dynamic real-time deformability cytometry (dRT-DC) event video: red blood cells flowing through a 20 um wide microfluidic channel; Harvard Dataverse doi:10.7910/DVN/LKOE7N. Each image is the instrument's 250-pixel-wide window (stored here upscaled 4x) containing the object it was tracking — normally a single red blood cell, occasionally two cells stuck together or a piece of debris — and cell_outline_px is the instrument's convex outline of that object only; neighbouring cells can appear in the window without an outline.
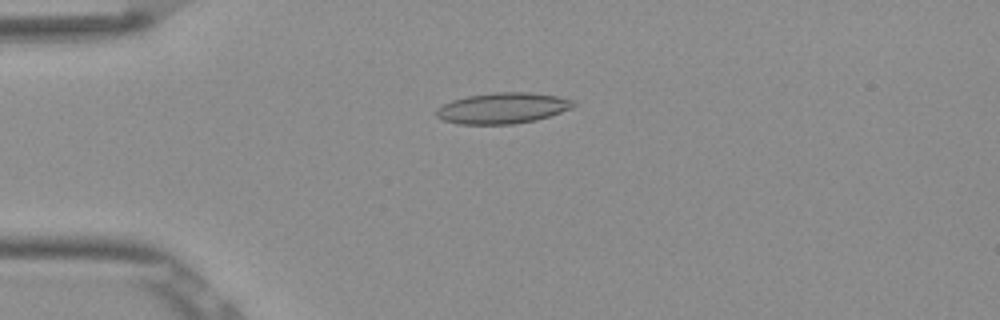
{"species": "Egyptian fruit bat (a non-hibernating species)", "species_latin": "Rousettus aegyptiacus", "temperature_condition": "room temperature", "stored_images_in_passage": 52, "camera_frame_rate_fps": 3000, "um_per_image_px": 0.085, "frame": {"image": 1, "passage_image": 13, "time_ms": 4.0, "image_size_px": [1000, 320], "cell_outline_px": [[576, 104], [572, 108], [536, 120], [512, 124], [460, 124], [444, 120], [436, 116], [436, 108], [452, 100], [468, 96], [496, 92], [532, 92], [556, 96], [572, 100]], "centroid_in_image_um": [42.72, 9.19], "position_along_channel_um": 42.3, "area_um2": 24.51}}
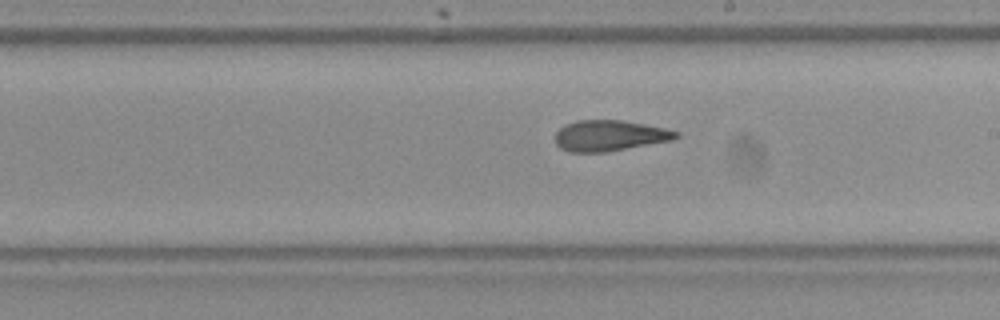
{"frame": {"image": 2, "passage_image": 30, "time_ms": 9.667, "image_size_px": [1000, 320], "cell_outline_px": [[680, 136], [672, 140], [608, 152], [568, 152], [560, 148], [556, 144], [556, 132], [564, 124], [576, 120], [620, 120], [644, 124], [664, 128], [680, 132]], "centroid_in_image_um": [51.8, 11.53], "position_along_channel_um": 237.2, "area_um2": 21.79}}
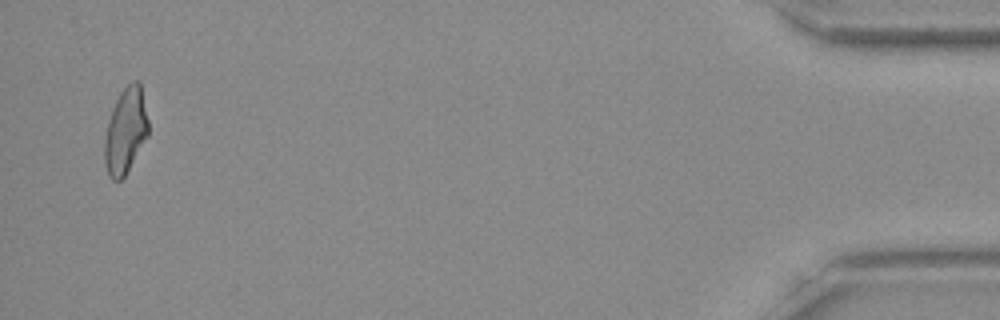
{"frame": {"image": 3, "passage_image": 51, "time_ms": 16.667, "image_size_px": [1000, 320], "cell_outline_px": [[148, 136], [124, 176], [120, 180], [112, 180], [108, 176], [104, 164], [104, 136], [108, 120], [112, 108], [120, 92], [132, 80], [140, 80], [148, 120]], "centroid_in_image_um": [10.66, 11.11], "position_along_channel_um": 424.5, "area_um2": 22.02}, "authors_computed_cell_mechanics": {"area_um2": 22.6576, "velocity_mm_per_s": 3.8664, "shape_relaxation_time_tau1_ms": null, "shape_relaxation_time_tau2_ms": 3.1148, "deformation_change_tau1": null, "deformation_change_tau2": 0.1157}}